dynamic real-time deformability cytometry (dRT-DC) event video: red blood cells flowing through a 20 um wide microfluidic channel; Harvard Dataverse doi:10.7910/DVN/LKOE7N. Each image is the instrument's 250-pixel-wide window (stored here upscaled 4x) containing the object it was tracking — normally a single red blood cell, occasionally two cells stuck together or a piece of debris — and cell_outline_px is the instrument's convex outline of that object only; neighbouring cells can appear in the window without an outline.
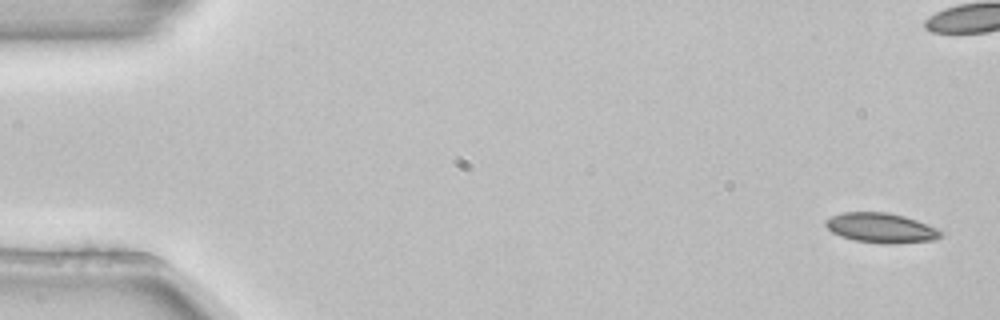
{"species": "common noctule bat (a hibernating species)", "species_latin": "Nyctalus noctula", "temperature_condition": "room temperature", "stored_images_in_passage": 5, "camera_frame_rate_fps": 3000, "um_per_image_px": 0.085, "animal": {"sex": "female", "body_mass_g": 22.7, "forearm_length_mm": 54.2}, "frame": {"image": 1, "passage_image": 1, "time_ms": 0.0, "image_size_px": [1000, 320], "cell_outline_px": [[944, 232], [936, 240], [888, 244], [884, 244], [852, 240], [840, 236], [832, 232], [824, 224], [824, 220], [832, 216], [844, 212], [888, 212], [904, 216], [916, 220], [936, 228]], "centroid_in_image_um": [74.87, 19.37], "position_along_channel_um": 10.1, "area_um2": 20.06}}
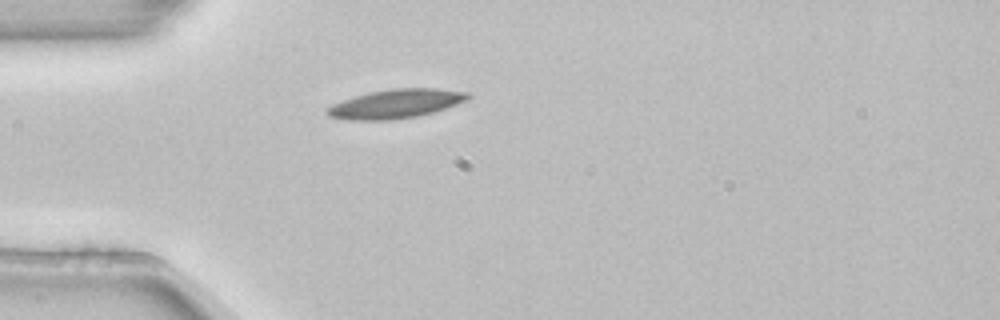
{"frame": {"image": 2, "passage_image": 5, "time_ms": 1.333, "image_size_px": [1000, 320], "cell_outline_px": [[472, 96], [468, 100], [432, 112], [416, 116], [392, 120], [348, 120], [328, 116], [324, 112], [332, 104], [356, 96], [372, 92], [392, 88], [440, 88], [468, 92]], "centroid_in_image_um": [33.66, 8.82], "position_along_channel_um": 51.3, "area_um2": 23.64}}